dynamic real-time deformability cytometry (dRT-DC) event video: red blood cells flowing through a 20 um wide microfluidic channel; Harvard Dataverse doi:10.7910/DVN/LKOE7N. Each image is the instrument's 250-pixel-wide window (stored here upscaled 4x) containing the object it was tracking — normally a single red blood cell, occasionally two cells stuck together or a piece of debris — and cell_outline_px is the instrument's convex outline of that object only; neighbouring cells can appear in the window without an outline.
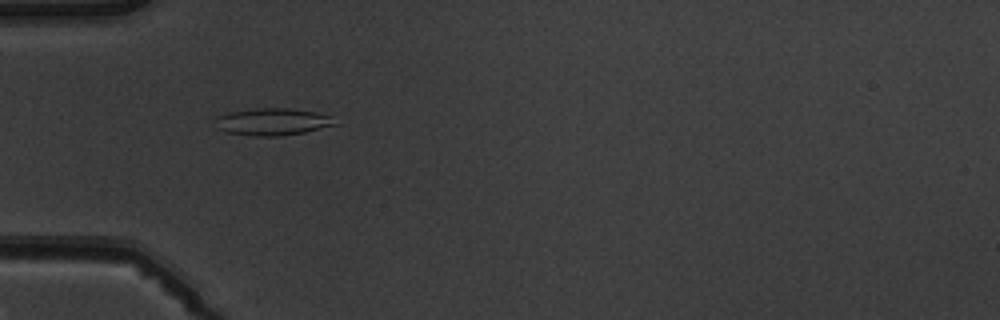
{"species": "common noctule bat (a hibernating species)", "species_latin": "Nyctalus noctula", "temperature_condition": "warm", "stored_images_in_passage": 2, "camera_frame_rate_fps": 3000, "um_per_image_px": 0.085, "animal": {"sex": "male", "body_mass_g": 19.5, "forearm_length_mm": 54.6}, "frame": {"image": 1, "passage_image": 1, "time_ms": 0.0, "image_size_px": [1000, 320], "cell_outline_px": [[340, 124], [304, 132], [276, 136], [252, 136], [228, 132], [216, 128], [212, 120], [216, 116], [228, 112], [256, 108], [288, 108], [316, 112], [332, 116]], "centroid_in_image_um": [23.14, 10.34], "position_along_channel_um": 61.9, "area_um2": 19.19}}